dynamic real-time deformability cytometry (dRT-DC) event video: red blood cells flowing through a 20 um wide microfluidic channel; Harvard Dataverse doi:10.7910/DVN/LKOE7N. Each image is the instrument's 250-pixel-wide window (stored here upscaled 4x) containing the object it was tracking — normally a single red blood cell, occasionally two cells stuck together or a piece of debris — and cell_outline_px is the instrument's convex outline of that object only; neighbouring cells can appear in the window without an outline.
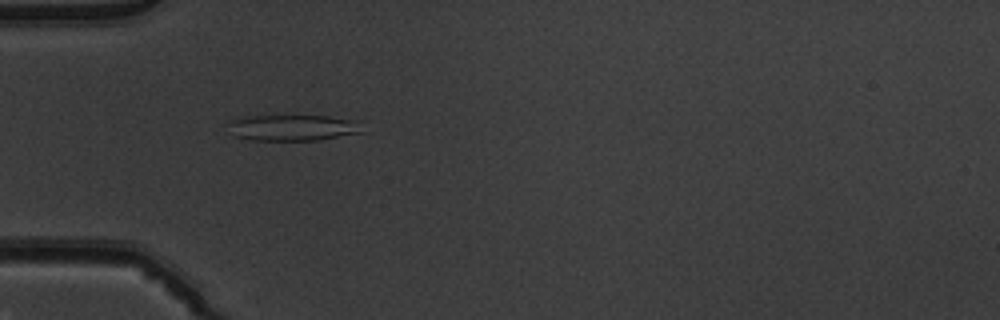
{"species": "common noctule bat (a hibernating species)", "species_latin": "Nyctalus noctula", "temperature_condition": "warm", "stored_images_in_passage": 37, "camera_frame_rate_fps": 3000, "um_per_image_px": 0.085, "animal": {"sex": "male", "body_mass_g": 19.5, "forearm_length_mm": 54.6}, "frame": {"image": 1, "passage_image": 2, "time_ms": 0.333, "image_size_px": [1000, 320], "cell_outline_px": [[364, 120], [360, 132], [320, 140], [252, 140], [236, 136], [224, 120], [248, 116], [328, 116]], "centroid_in_image_um": [24.92, 10.83], "position_along_channel_um": 60.1, "area_um2": 20.58}}
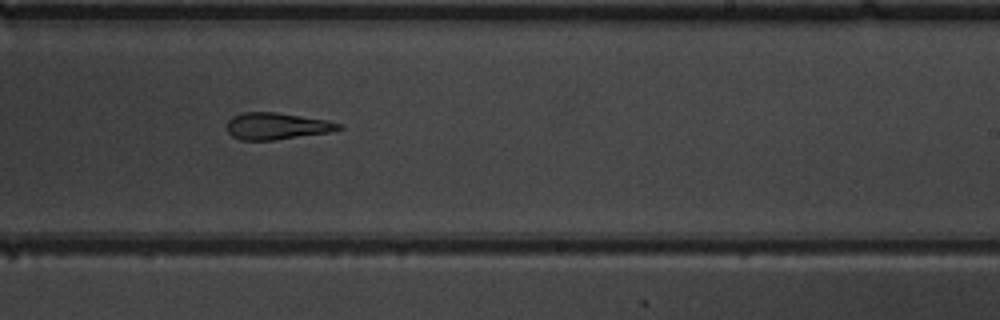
{"frame": {"image": 2, "passage_image": 18, "time_ms": 5.667, "image_size_px": [1000, 320], "cell_outline_px": [[344, 128], [328, 132], [276, 140], [240, 140], [232, 136], [228, 132], [228, 120], [232, 116], [244, 112], [276, 112], [328, 120], [344, 124]], "centroid_in_image_um": [23.55, 10.71], "position_along_channel_um": 265.5, "area_um2": 17.51}}
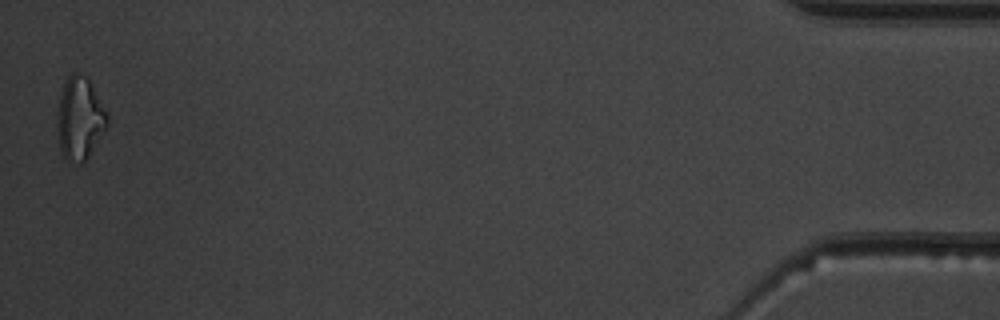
{"frame": {"image": 3, "passage_image": 37, "time_ms": 12.0, "image_size_px": [1000, 320], "cell_outline_px": [[108, 124], [88, 156], [80, 164], [68, 160], [64, 156], [60, 148], [56, 132], [56, 112], [60, 96], [64, 84], [68, 76], [72, 72], [76, 72], [88, 76], [108, 116]], "centroid_in_image_um": [6.75, 10.03], "position_along_channel_um": 428.5, "area_um2": 24.1}, "authors_computed_cell_mechanics": {"area_um2": 18.3804, "velocity_mm_per_s": 3.9435, "shape_relaxation_time_tau1_ms": null, "shape_relaxation_time_tau2_ms": 5.9819, "deformation_change_tau1": null, "deformation_change_tau2": 0.1828}}